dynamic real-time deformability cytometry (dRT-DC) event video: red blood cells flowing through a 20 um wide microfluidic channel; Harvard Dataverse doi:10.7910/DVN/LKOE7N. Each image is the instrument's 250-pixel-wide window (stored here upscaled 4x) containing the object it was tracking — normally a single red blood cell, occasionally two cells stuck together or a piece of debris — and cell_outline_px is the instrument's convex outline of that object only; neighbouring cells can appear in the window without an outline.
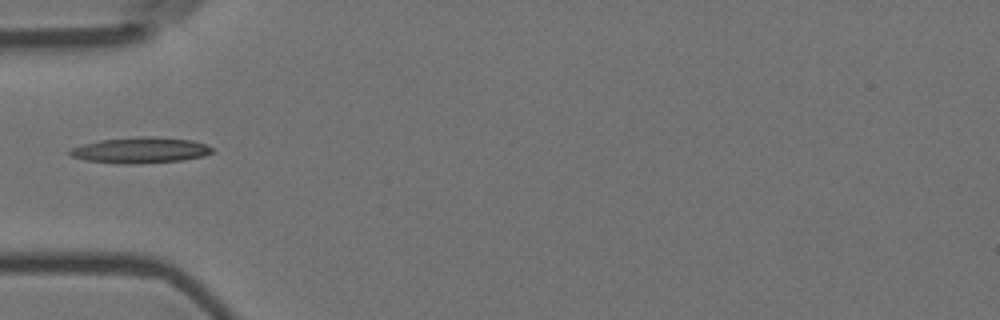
{"species": "Egyptian fruit bat (a non-hibernating species)", "species_latin": "Rousettus aegyptiacus", "temperature_condition": "room temperature", "stored_images_in_passage": 9, "camera_frame_rate_fps": 3000, "um_per_image_px": 0.085, "animal": {"sex": "female"}, "frame": {"image": 1, "passage_image": 6, "time_ms": 1.667, "image_size_px": [1000, 320], "cell_outline_px": [[216, 152], [204, 156], [184, 160], [140, 164], [120, 164], [84, 160], [72, 156], [68, 152], [72, 148], [84, 144], [100, 140], [140, 136], [152, 136], [192, 140], [204, 144], [212, 148]], "centroid_in_image_um": [11.97, 12.77], "position_along_channel_um": 73.0, "area_um2": 21.62}}
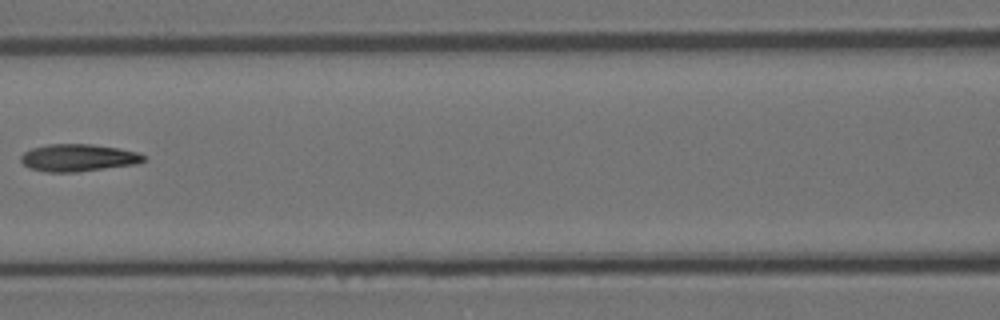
{"frame": {"image": 2, "passage_image": 8, "time_ms": 2.333, "image_size_px": [1000, 320], "cell_outline_px": [[144, 160], [136, 164], [76, 172], [48, 172], [28, 168], [20, 160], [20, 156], [24, 152], [32, 148], [48, 144], [92, 144], [120, 148], [136, 152], [144, 156]], "centroid_in_image_um": [6.61, 13.4], "position_along_channel_um": 160.0, "area_um2": 19.48}}
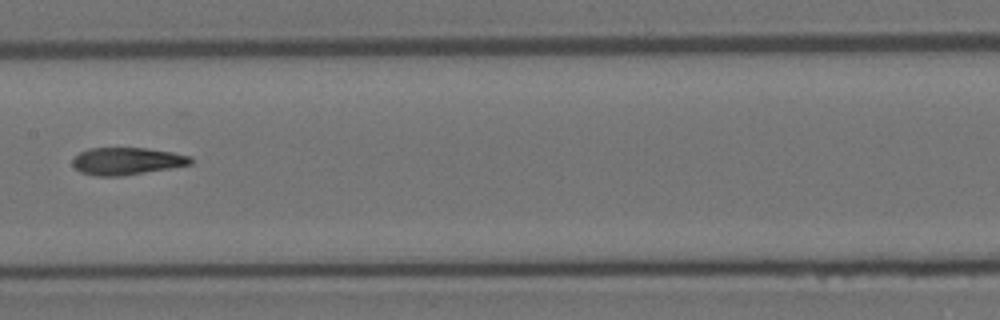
{"frame": {"image": 3, "passage_image": 9, "time_ms": 2.667, "image_size_px": [1000, 320], "cell_outline_px": [[192, 164], [172, 168], [120, 176], [96, 176], [80, 172], [72, 164], [72, 160], [80, 152], [88, 148], [144, 148], [172, 152], [192, 156]], "centroid_in_image_um": [10.79, 13.69], "position_along_channel_um": 196.6, "area_um2": 18.79}}